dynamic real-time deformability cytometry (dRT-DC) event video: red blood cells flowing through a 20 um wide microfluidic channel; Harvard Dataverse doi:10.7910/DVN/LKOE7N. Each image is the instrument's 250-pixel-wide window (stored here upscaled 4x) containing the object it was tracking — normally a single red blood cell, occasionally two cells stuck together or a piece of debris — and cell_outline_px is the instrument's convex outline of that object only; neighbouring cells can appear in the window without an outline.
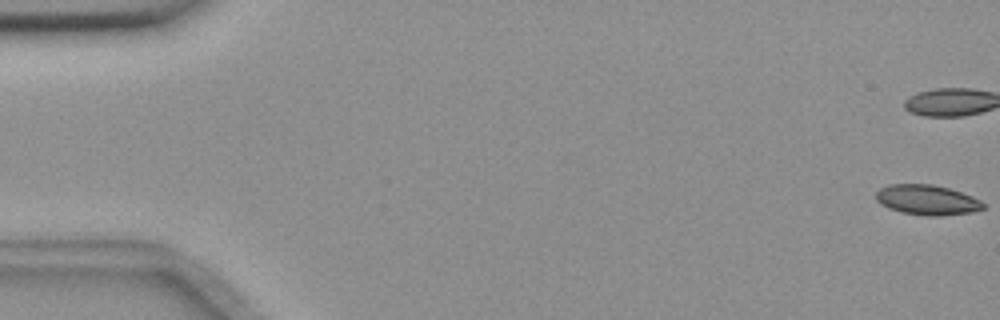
{"species": "common noctule bat (a hibernating species)", "species_latin": "Nyctalus noctula", "temperature_condition": "room temperature", "stored_images_in_passage": 53, "camera_frame_rate_fps": 3000, "um_per_image_px": 0.085, "animal": {"sex": "female", "body_mass_g": 18.4}, "frame": {"image": 1, "passage_image": 1, "time_ms": 0.0, "image_size_px": [1000, 320], "cell_outline_px": [[984, 208], [972, 212], [940, 216], [928, 216], [900, 212], [888, 208], [880, 204], [876, 200], [876, 192], [880, 188], [888, 184], [932, 184], [948, 188], [972, 196], [980, 200], [984, 204]], "centroid_in_image_um": [78.77, 16.99], "position_along_channel_um": 6.2, "area_um2": 18.84}}